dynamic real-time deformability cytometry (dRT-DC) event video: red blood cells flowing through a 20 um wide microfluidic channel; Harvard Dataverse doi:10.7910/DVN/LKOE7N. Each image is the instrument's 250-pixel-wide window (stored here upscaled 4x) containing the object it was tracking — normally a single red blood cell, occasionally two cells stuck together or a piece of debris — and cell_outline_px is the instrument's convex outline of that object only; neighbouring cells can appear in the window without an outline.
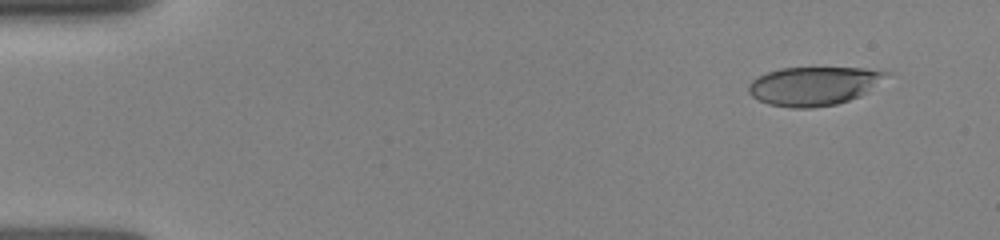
{"species": "human", "species_latin": "Homo sapiens", "temperature_condition": "room temperature", "stored_images_in_passage": 9, "camera_frame_rate_fps": 3000, "um_per_image_px": 0.085, "donor": {"sex": "female"}, "frame": {"image": 1, "passage_image": 2, "time_ms": 0.667, "image_size_px": [1000, 240], "cell_outline_px": [[892, 72], [860, 96], [836, 104], [812, 108], [792, 108], [768, 104], [752, 96], [748, 92], [748, 84], [752, 80], [768, 72], [780, 68], [864, 68]], "centroid_in_image_um": [69.14, 7.31], "position_along_channel_um": 15.9, "area_um2": 30.75}}
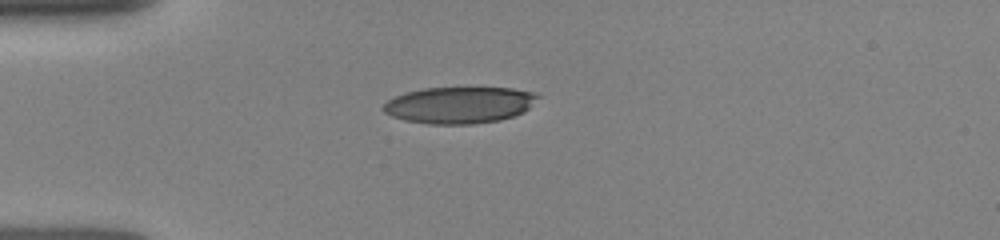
{"frame": {"image": 2, "passage_image": 8, "time_ms": 3.667, "image_size_px": [1000, 240], "cell_outline_px": [[540, 96], [524, 112], [500, 120], [472, 124], [428, 124], [404, 120], [392, 116], [384, 112], [380, 108], [388, 100], [404, 92], [424, 88], [512, 88], [532, 92]], "centroid_in_image_um": [39.01, 8.93], "position_along_channel_um": 46.0, "area_um2": 32.89}}